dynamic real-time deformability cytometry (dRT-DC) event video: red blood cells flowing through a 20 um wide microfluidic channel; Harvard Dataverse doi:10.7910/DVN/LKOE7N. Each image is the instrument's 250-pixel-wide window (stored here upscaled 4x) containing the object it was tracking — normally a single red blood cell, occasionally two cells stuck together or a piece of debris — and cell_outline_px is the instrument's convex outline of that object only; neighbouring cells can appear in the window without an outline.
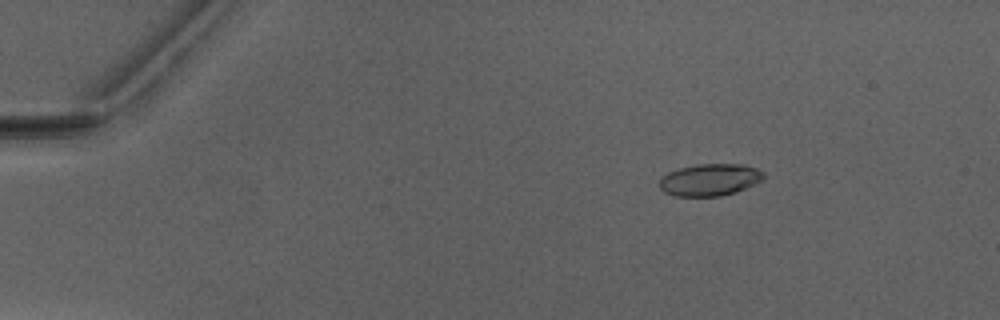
{"species": "Egyptian fruit bat (a non-hibernating species)", "species_latin": "Rousettus aegyptiacus", "temperature_condition": "warm", "stored_images_in_passage": 50, "segment_of_instrument_passage": [1, 2], "camera_frame_rate_fps": 3000, "um_per_image_px": 0.085, "animal": {"sex": "male"}, "frame": {"image": 1, "passage_image": 6, "time_ms": 1.667, "image_size_px": [1000, 320], "cell_outline_px": [[764, 176], [760, 180], [736, 192], [720, 196], [676, 196], [664, 192], [660, 188], [660, 180], [668, 172], [680, 168], [700, 164], [744, 164], [756, 168], [764, 172]], "centroid_in_image_um": [60.33, 15.28], "position_along_channel_um": 24.7, "area_um2": 19.19}}
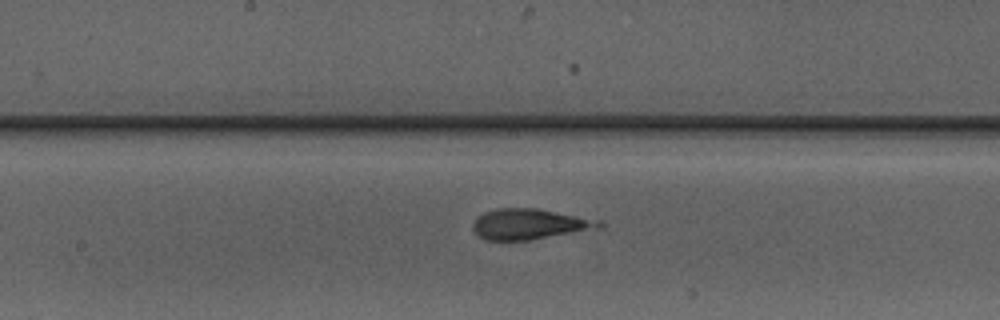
{"frame": {"image": 2, "passage_image": 26, "time_ms": 8.333, "image_size_px": [1000, 320], "cell_outline_px": [[604, 228], [528, 240], [484, 240], [472, 228], [472, 224], [476, 216], [484, 212], [500, 208], [536, 208], [604, 220]], "centroid_in_image_um": [45.08, 19.04], "position_along_channel_um": 203.1, "area_um2": 22.83}}
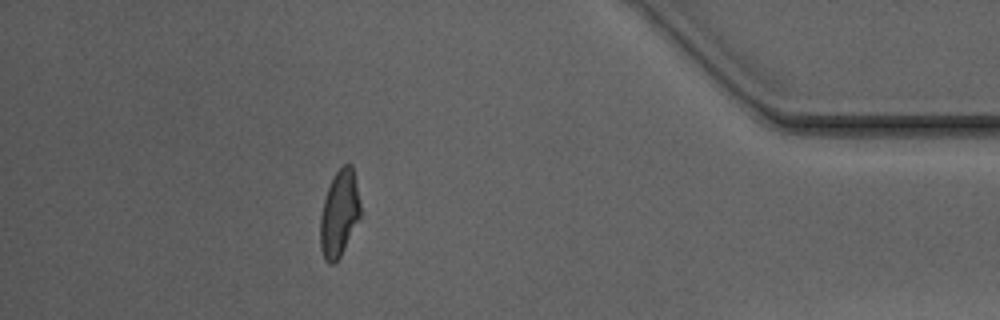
{"frame": {"image": 3, "passage_image": 44, "time_ms": 14.333, "image_size_px": [1000, 320], "cell_outline_px": [[360, 216], [340, 256], [332, 264], [328, 264], [324, 260], [320, 248], [320, 216], [324, 200], [328, 188], [336, 172], [344, 164], [352, 164], [360, 204]], "centroid_in_image_um": [28.82, 18.17], "position_along_channel_um": 406.4, "area_um2": 19.83}}